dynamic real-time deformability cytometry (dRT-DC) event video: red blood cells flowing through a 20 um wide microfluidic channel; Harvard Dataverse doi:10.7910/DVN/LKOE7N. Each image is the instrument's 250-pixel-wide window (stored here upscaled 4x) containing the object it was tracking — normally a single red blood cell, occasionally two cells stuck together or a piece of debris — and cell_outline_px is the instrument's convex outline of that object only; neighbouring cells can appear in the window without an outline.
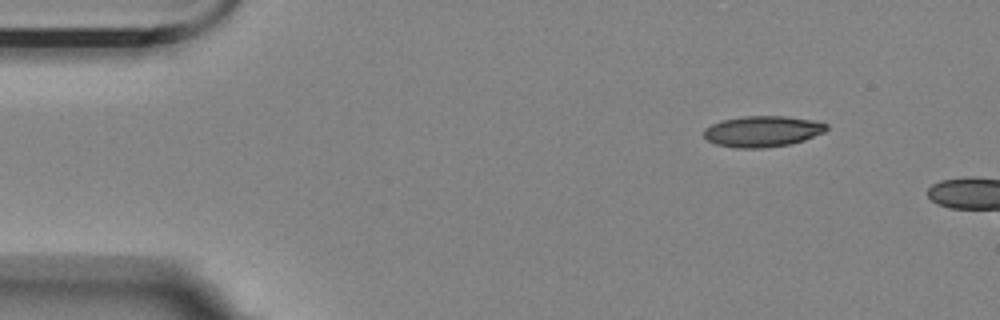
{"species": "Egyptian fruit bat (a non-hibernating species)", "species_latin": "Rousettus aegyptiacus", "temperature_condition": "room temperature", "stored_images_in_passage": 3, "camera_frame_rate_fps": 3000, "um_per_image_px": 0.085, "animal": {"sex": "female"}, "frame": {"image": 1, "passage_image": 1, "time_ms": 0.0, "image_size_px": [1000, 320], "cell_outline_px": [[828, 128], [824, 132], [804, 140], [792, 144], [764, 148], [736, 148], [716, 144], [708, 140], [704, 136], [704, 128], [720, 120], [744, 116], [784, 116], [812, 120], [828, 124]], "centroid_in_image_um": [64.8, 11.17], "position_along_channel_um": 20.2, "area_um2": 22.2}}